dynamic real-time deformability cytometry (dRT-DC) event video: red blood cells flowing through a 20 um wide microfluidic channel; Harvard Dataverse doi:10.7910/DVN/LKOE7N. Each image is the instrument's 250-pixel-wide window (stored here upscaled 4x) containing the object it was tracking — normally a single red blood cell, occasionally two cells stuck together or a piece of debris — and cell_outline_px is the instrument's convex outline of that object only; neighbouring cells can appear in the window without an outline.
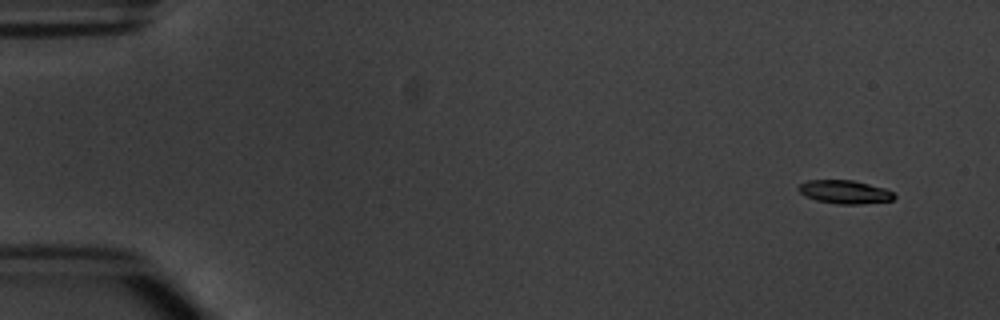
{"species": "common noctule bat (a hibernating species)", "species_latin": "Nyctalus noctula", "temperature_condition": "warm", "stored_images_in_passage": 5, "camera_frame_rate_fps": 3000, "um_per_image_px": 0.085, "animal": {"sex": "male", "body_mass_g": 20.1, "forearm_length_mm": 53.5}, "frame": {"image": 1, "passage_image": 1, "time_ms": 0.0, "image_size_px": [1000, 320], "cell_outline_px": [[896, 196], [892, 200], [860, 204], [836, 204], [816, 200], [804, 196], [796, 188], [800, 184], [808, 180], [852, 180], [884, 188], [892, 192]], "centroid_in_image_um": [71.76, 16.31], "position_along_channel_um": 13.2, "area_um2": 13.01}}
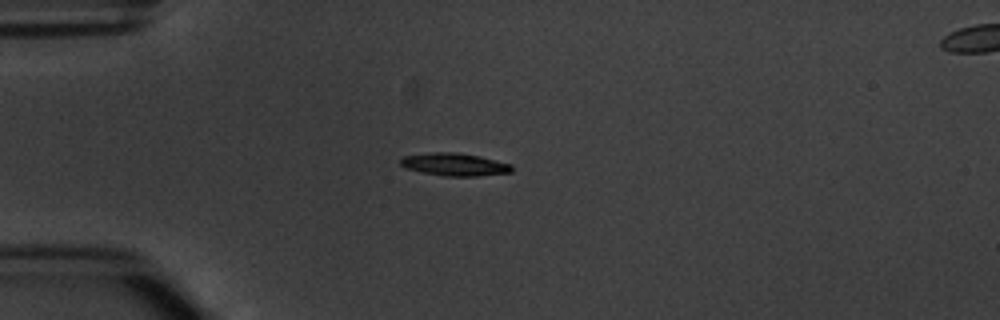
{"frame": {"image": 2, "passage_image": 4, "time_ms": 3.667, "image_size_px": [1000, 320], "cell_outline_px": [[512, 172], [476, 176], [444, 176], [404, 168], [400, 164], [400, 160], [404, 156], [432, 152], [456, 152], [480, 156], [512, 164]], "centroid_in_image_um": [38.64, 13.97], "position_along_channel_um": 46.4, "area_um2": 14.68}}